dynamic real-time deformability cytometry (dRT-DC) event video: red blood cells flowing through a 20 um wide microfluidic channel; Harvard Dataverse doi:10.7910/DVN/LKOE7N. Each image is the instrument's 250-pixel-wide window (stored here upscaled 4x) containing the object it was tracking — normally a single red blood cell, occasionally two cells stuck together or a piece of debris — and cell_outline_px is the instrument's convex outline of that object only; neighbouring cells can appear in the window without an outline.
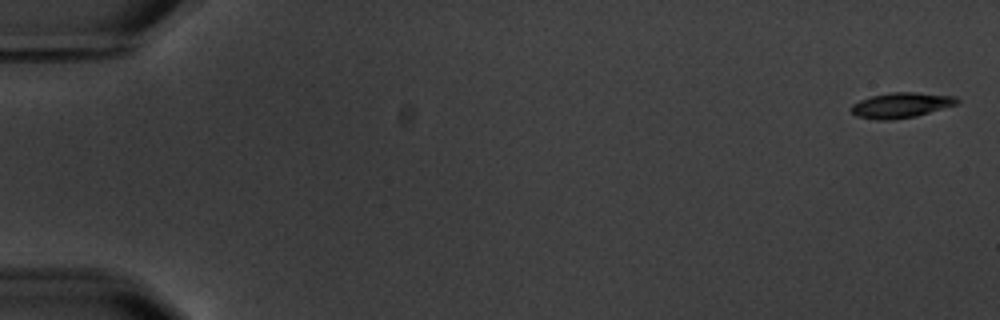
{"species": "common noctule bat (a hibernating species)", "species_latin": "Nyctalus noctula", "temperature_condition": "warm", "stored_images_in_passage": 5, "camera_frame_rate_fps": 3000, "um_per_image_px": 0.085, "animal": {"sex": "male", "body_mass_g": 20.1, "forearm_length_mm": 53.5}, "frame": {"image": 1, "passage_image": 1, "time_ms": 0.0, "image_size_px": [1000, 320], "cell_outline_px": [[960, 104], [916, 116], [892, 120], [876, 120], [856, 116], [848, 108], [852, 104], [860, 100], [872, 96], [892, 92], [916, 92], [956, 96], [960, 100]], "centroid_in_image_um": [76.62, 8.94], "position_along_channel_um": 8.4, "area_um2": 15.84}}
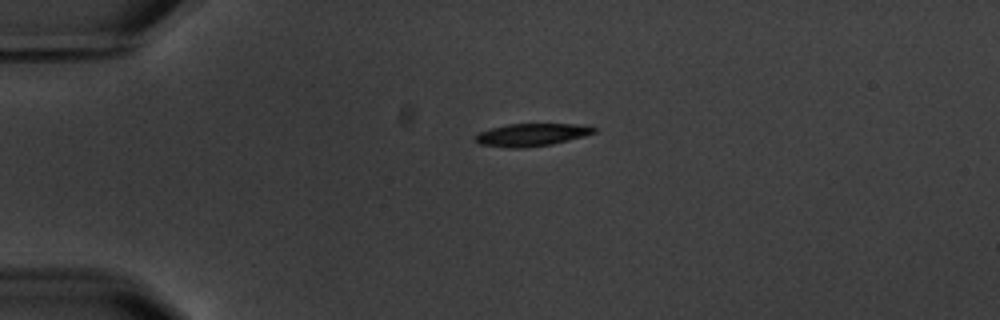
{"frame": {"image": 2, "passage_image": 4, "time_ms": 4.333, "image_size_px": [1000, 320], "cell_outline_px": [[596, 132], [584, 136], [552, 144], [520, 148], [508, 148], [480, 144], [476, 140], [476, 136], [480, 132], [492, 128], [508, 124], [588, 124], [596, 128]], "centroid_in_image_um": [45.24, 11.45], "position_along_channel_um": 39.8, "area_um2": 15.55}}